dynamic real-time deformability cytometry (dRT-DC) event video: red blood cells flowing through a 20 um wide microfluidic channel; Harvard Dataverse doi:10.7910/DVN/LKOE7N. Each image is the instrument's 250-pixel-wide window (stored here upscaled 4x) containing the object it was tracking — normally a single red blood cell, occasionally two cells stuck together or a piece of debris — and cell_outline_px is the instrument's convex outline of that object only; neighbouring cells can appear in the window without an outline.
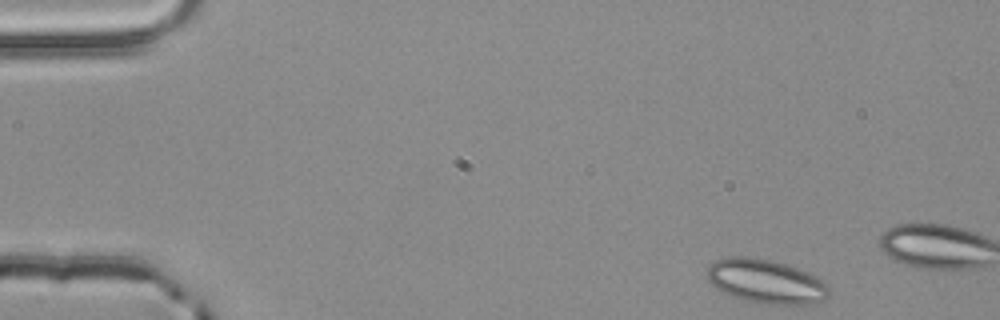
{"species": "common noctule bat (a hibernating species)", "species_latin": "Nyctalus noctula", "temperature_condition": "room temperature", "stored_images_in_passage": 9, "camera_frame_rate_fps": 3000, "um_per_image_px": 0.085, "animal": {"sex": "male", "body_mass_g": 20.4}, "frame": {"image": 1, "passage_image": 1, "time_ms": 0.0, "image_size_px": [1000, 320], "cell_outline_px": [[828, 296], [824, 300], [812, 304], [764, 304], [732, 296], [716, 288], [708, 280], [704, 272], [716, 260], [728, 256], [744, 256], [772, 260], [808, 272], [816, 276], [828, 284]], "centroid_in_image_um": [65.1, 23.91], "position_along_channel_um": 19.9, "area_um2": 31.21}}